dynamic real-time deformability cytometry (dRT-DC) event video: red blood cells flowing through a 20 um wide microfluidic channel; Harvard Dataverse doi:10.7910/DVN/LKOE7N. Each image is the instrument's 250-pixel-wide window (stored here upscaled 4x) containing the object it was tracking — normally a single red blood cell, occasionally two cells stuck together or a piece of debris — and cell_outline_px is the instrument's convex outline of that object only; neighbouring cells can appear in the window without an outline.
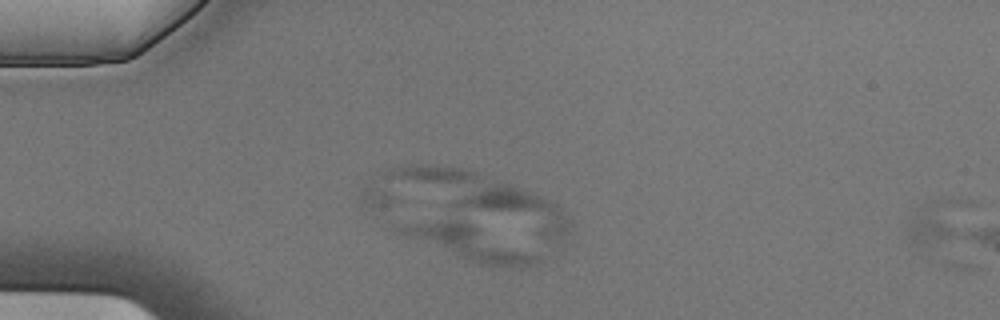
{"species": "Egyptian fruit bat (a non-hibernating species)", "species_latin": "Rousettus aegyptiacus", "temperature_condition": "cold", "stored_images_in_passage": 3, "camera_frame_rate_fps": 3000, "um_per_image_px": 0.085, "animal": {"sex": "male"}, "frame": {"image": 1, "passage_image": 3, "time_ms": 0.667, "image_size_px": [1000, 320], "cell_outline_px": [[956, 232], [952, 236], [928, 244], [916, 244], [908, 240], [908, 224], [916, 208], [932, 200], [948, 200]], "centroid_in_image_um": [79.16, 18.95], "position_along_channel_um": 5.8, "area_um2": 11.85}}